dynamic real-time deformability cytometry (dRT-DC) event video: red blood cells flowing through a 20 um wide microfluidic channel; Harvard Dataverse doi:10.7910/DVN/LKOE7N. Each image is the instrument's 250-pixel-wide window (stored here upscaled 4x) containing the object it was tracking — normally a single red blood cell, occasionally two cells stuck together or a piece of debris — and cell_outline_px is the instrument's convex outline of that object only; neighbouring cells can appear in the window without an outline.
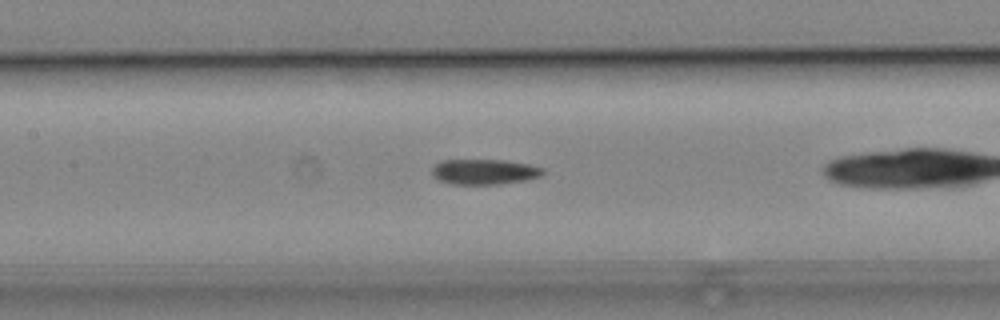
{"species": "common noctule bat (a hibernating species)", "species_latin": "Nyctalus noctula", "temperature_condition": "cold", "stored_images_in_passage": 7, "camera_frame_rate_fps": 3000, "um_per_image_px": 0.085, "animal": {"sex": "male", "body_mass_g": 19.2, "forearm_length_mm": 51.8}, "frame": {"image": 1, "passage_image": 6, "time_ms": 6.667, "image_size_px": [1000, 320], "cell_outline_px": [[544, 172], [540, 176], [528, 180], [500, 184], [452, 184], [440, 180], [432, 176], [432, 168], [440, 160], [504, 160], [528, 164], [544, 168]], "centroid_in_image_um": [41.17, 14.6], "position_along_channel_um": 166.2, "area_um2": 16.42}}